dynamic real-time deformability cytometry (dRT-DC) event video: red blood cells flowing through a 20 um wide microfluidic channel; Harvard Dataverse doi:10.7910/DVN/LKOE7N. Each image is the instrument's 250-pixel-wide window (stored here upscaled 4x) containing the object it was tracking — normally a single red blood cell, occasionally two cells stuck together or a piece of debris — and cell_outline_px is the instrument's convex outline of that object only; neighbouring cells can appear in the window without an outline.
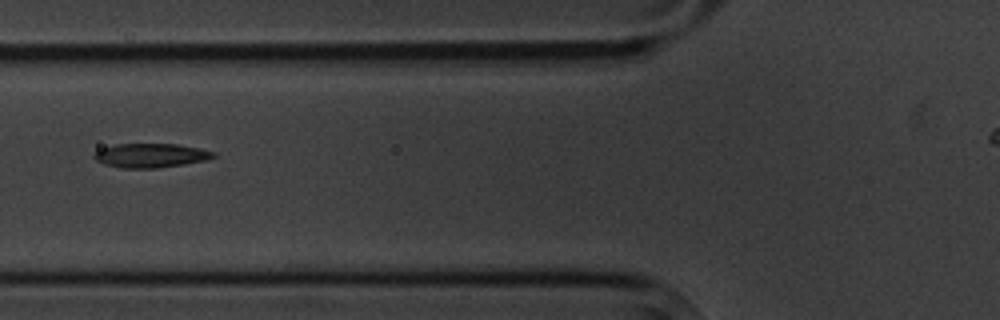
{"species": "common noctule bat (a hibernating species)", "species_latin": "Nyctalus noctula", "temperature_condition": "cold", "stored_images_in_passage": 6, "camera_frame_rate_fps": 3000, "um_per_image_px": 0.085, "animal": {"sex": "male", "body_mass_g": 20.1, "forearm_length_mm": 53.5}, "frame": {"image": 1, "passage_image": 2, "time_ms": 1.0, "image_size_px": [1000, 320], "cell_outline_px": [[216, 156], [204, 160], [184, 164], [156, 168], [120, 168], [104, 164], [96, 160], [92, 156], [100, 148], [116, 144], [176, 144], [216, 152]], "centroid_in_image_um": [12.76, 13.22], "position_along_channel_um": 113.0, "area_um2": 16.65}}
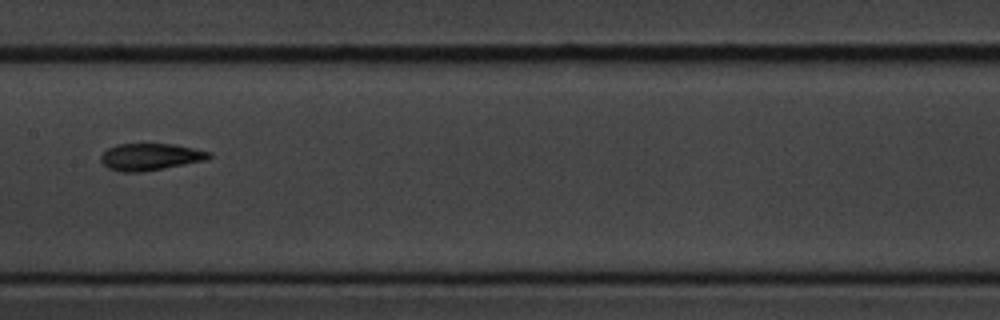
{"frame": {"image": 2, "passage_image": 4, "time_ms": 3.333, "image_size_px": [1000, 320], "cell_outline_px": [[212, 156], [208, 160], [164, 168], [140, 172], [124, 172], [108, 168], [100, 160], [100, 156], [108, 148], [116, 144], [176, 144], [212, 152]], "centroid_in_image_um": [12.81, 13.32], "position_along_channel_um": 194.6, "area_um2": 17.05}}
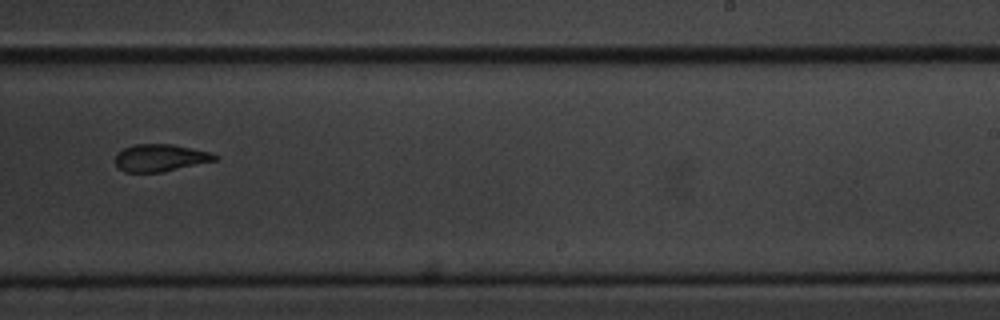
{"frame": {"image": 3, "passage_image": 6, "time_ms": 5.667, "image_size_px": [1000, 320], "cell_outline_px": [[220, 156], [216, 160], [160, 172], [124, 172], [116, 168], [116, 156], [124, 148], [132, 144], [172, 144], [212, 152]], "centroid_in_image_um": [13.62, 13.41], "position_along_channel_um": 275.4, "area_um2": 15.78}}